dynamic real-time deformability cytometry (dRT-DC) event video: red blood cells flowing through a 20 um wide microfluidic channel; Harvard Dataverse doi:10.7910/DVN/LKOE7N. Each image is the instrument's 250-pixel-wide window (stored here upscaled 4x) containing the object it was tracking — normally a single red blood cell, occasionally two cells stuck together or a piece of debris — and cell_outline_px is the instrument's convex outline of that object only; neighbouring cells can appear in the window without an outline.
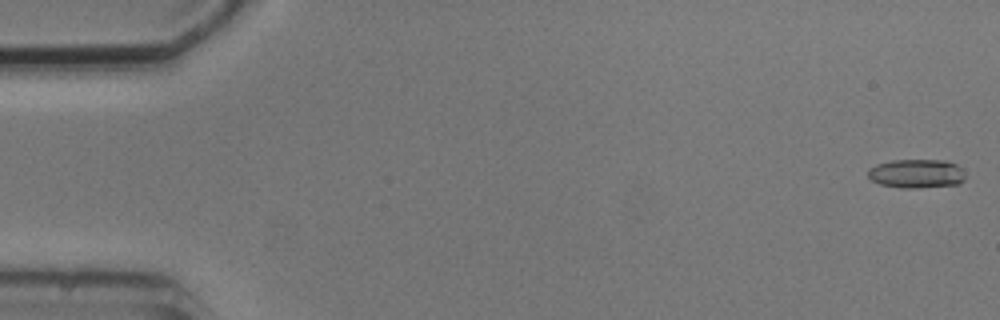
{"species": "common noctule bat (a hibernating species)", "species_latin": "Nyctalus noctula", "temperature_condition": "cold", "stored_images_in_passage": 6, "camera_frame_rate_fps": 3000, "um_per_image_px": 0.085, "animal": {"sex": "male", "body_mass_g": 20.5, "forearm_length_mm": 52.5}, "frame": {"image": 1, "passage_image": 1, "time_ms": 0.0, "image_size_px": [1000, 320], "cell_outline_px": [[964, 180], [960, 184], [916, 188], [904, 188], [880, 184], [872, 180], [868, 176], [868, 168], [876, 164], [892, 160], [944, 160], [956, 164], [960, 168], [964, 176]], "centroid_in_image_um": [77.88, 14.75], "position_along_channel_um": 7.1, "area_um2": 16.36}}
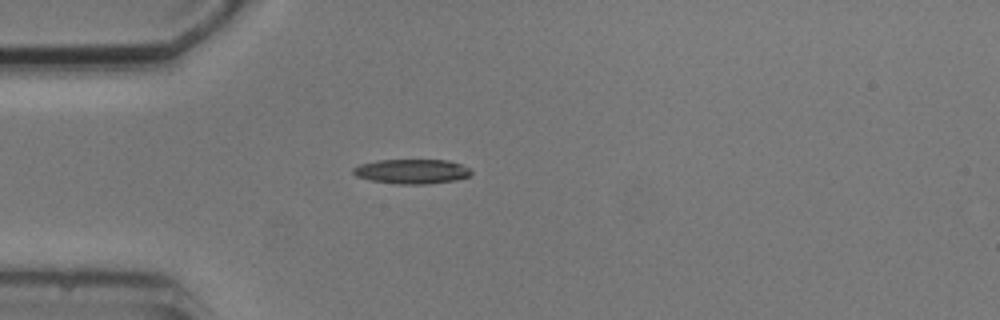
{"frame": {"image": 2, "passage_image": 5, "time_ms": 4.667, "image_size_px": [1000, 320], "cell_outline_px": [[472, 176], [456, 180], [428, 184], [396, 184], [368, 180], [356, 176], [352, 172], [352, 168], [360, 164], [376, 160], [448, 160], [460, 164], [468, 168], [472, 172]], "centroid_in_image_um": [34.99, 14.58], "position_along_channel_um": 50.0, "area_um2": 17.11}}